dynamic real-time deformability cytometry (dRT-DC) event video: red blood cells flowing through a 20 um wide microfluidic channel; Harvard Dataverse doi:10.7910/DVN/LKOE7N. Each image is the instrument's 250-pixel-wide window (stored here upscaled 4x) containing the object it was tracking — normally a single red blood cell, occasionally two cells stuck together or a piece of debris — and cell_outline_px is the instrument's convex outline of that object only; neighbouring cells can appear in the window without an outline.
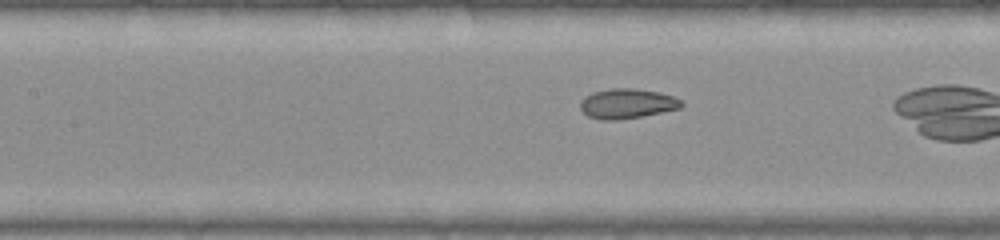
{"species": "common noctule bat (a hibernating species)", "species_latin": "Nyctalus noctula", "temperature_condition": "warm", "stored_images_in_passage": 23, "camera_frame_rate_fps": 3000, "um_per_image_px": 0.085, "animal": {"sex": "female", "body_mass_g": 22.0, "forearm_length_mm": 56.7}, "frame": {"image": 1, "passage_image": 14, "time_ms": 4.333, "image_size_px": [1000, 240], "cell_outline_px": [[684, 104], [680, 108], [640, 116], [616, 120], [600, 120], [588, 116], [580, 108], [580, 100], [584, 96], [592, 92], [612, 88], [632, 88], [660, 92], [672, 96], [680, 100]], "centroid_in_image_um": [53.26, 8.8], "position_along_channel_um": 154.1, "area_um2": 17.51}}